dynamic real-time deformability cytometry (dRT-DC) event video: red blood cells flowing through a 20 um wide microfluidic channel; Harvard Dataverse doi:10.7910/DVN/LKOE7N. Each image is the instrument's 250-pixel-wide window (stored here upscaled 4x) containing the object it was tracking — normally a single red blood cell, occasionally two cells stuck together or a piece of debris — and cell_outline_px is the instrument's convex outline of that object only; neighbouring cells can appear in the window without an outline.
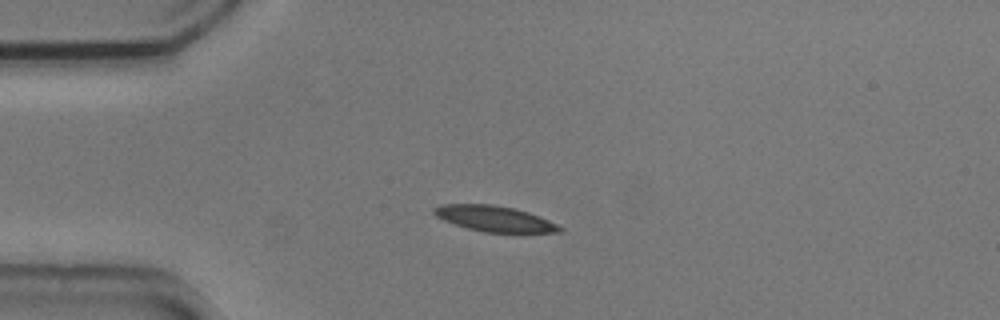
{"species": "common noctule bat (a hibernating species)", "species_latin": "Nyctalus noctula", "temperature_condition": "cold", "stored_images_in_passage": 5, "camera_frame_rate_fps": 3000, "um_per_image_px": 0.085, "animal": {"sex": "male", "body_mass_g": 20.5, "forearm_length_mm": 52.5}, "frame": {"image": 1, "passage_image": 4, "time_ms": 1.0, "image_size_px": [1000, 320], "cell_outline_px": [[564, 228], [560, 232], [484, 232], [468, 228], [444, 220], [436, 216], [432, 212], [432, 208], [440, 204], [492, 204], [512, 208], [528, 212], [548, 220]], "centroid_in_image_um": [41.99, 18.58], "position_along_channel_um": 43.0, "area_um2": 18.55}}